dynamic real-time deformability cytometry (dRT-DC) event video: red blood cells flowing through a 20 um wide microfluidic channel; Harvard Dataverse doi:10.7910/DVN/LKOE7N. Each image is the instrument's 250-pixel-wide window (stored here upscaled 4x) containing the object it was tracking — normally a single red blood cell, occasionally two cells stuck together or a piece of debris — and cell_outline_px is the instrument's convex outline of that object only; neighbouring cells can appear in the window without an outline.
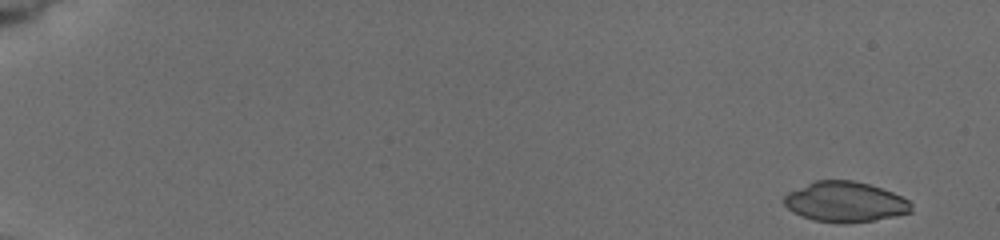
{"species": "common noctule bat (a hibernating species)", "species_latin": "Nyctalus noctula", "temperature_condition": "cold", "stored_images_in_passage": 11, "camera_frame_rate_fps": 3000, "um_per_image_px": 0.085, "animal": {"sex": "female", "body_mass_g": 19.5, "forearm_length_mm": 54.1}, "frame": {"image": 1, "passage_image": 1, "time_ms": 0.0, "image_size_px": [1000, 240], "cell_outline_px": [[912, 212], [896, 216], [872, 220], [844, 224], [840, 224], [812, 220], [800, 216], [792, 212], [784, 204], [784, 196], [788, 192], [816, 180], [852, 180], [868, 184], [892, 192], [908, 200], [912, 204]], "centroid_in_image_um": [71.82, 17.17], "position_along_channel_um": 13.2, "area_um2": 29.94}}
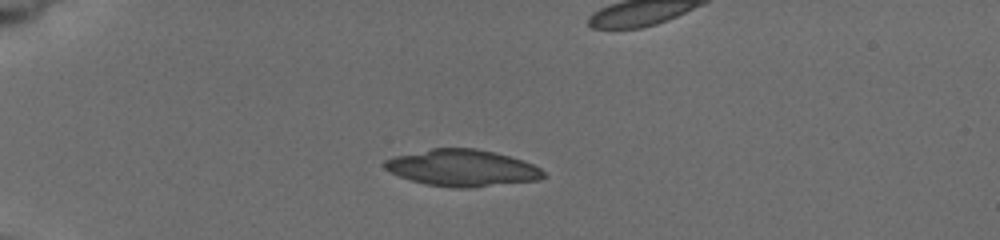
{"frame": {"image": 2, "passage_image": 6, "time_ms": 4.333, "image_size_px": [1000, 240], "cell_outline_px": [[548, 176], [540, 180], [468, 188], [452, 188], [428, 184], [412, 180], [400, 176], [384, 168], [384, 160], [392, 156], [432, 148], [476, 148], [508, 156], [532, 164], [540, 168]], "centroid_in_image_um": [39.29, 14.27], "position_along_channel_um": 45.7, "area_um2": 33.81}}
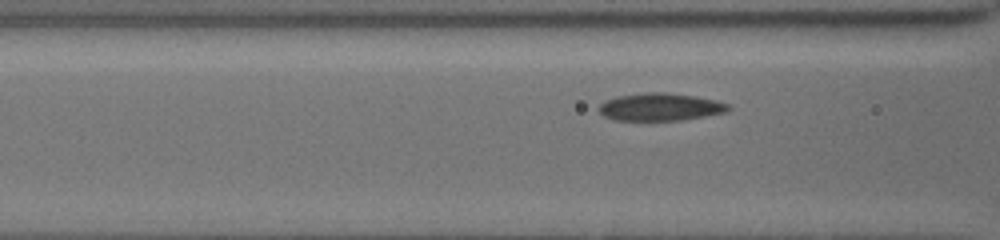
{"frame": {"image": 3, "passage_image": 11, "time_ms": 9.0, "image_size_px": [1000, 240], "cell_outline_px": [[732, 108], [728, 112], [680, 120], [612, 120], [604, 116], [596, 108], [604, 100], [616, 96], [648, 92], [668, 92], [696, 96], [716, 100], [728, 104]], "centroid_in_image_um": [56.11, 9.08], "position_along_channel_um": 110.5, "area_um2": 21.04}}